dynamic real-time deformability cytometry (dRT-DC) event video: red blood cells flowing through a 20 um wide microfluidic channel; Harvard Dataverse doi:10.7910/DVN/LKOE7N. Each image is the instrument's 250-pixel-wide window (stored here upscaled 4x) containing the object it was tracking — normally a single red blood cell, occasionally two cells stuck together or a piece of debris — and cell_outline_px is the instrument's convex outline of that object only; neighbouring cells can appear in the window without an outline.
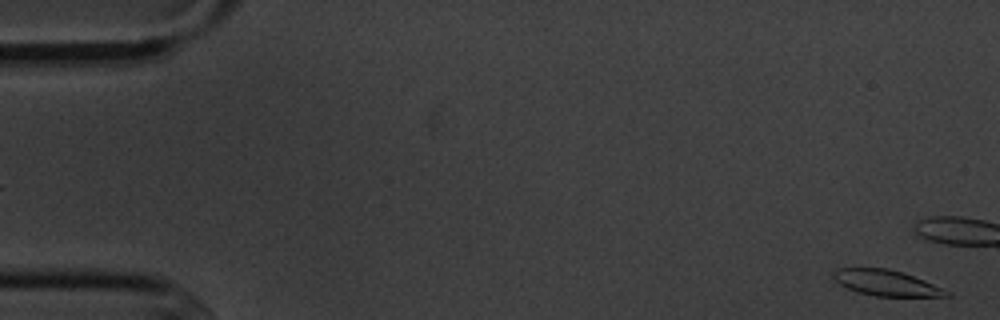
{"species": "common noctule bat (a hibernating species)", "species_latin": "Nyctalus noctula", "temperature_condition": "cold", "stored_images_in_passage": 4, "segment_of_instrument_passage": [2, 2], "camera_frame_rate_fps": 3000, "um_per_image_px": 0.085, "animal": {"sex": "male", "body_mass_g": 20.1, "forearm_length_mm": 53.5}, "frame": {"image": 1, "passage_image": 4, "time_ms": 4.333, "image_size_px": [1000, 320], "cell_outline_px": [[952, 296], [876, 296], [856, 292], [840, 284], [832, 276], [832, 272], [836, 268], [888, 268], [904, 272], [924, 280], [952, 292]], "centroid_in_image_um": [75.34, 24.04], "position_along_channel_um": 9.7, "area_um2": 17.05}}